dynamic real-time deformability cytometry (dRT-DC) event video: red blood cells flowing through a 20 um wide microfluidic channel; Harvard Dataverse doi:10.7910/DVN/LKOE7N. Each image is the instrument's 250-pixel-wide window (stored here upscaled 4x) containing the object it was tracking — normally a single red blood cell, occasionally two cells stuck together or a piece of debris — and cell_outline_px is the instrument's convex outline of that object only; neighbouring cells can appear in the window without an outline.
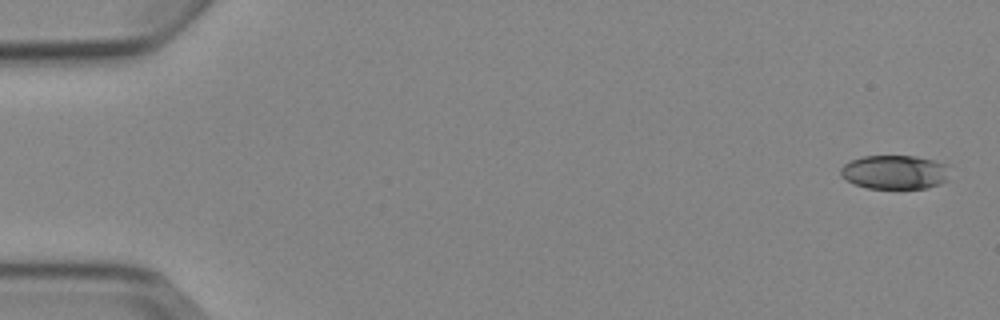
{"species": "Egyptian fruit bat (a non-hibernating species)", "species_latin": "Rousettus aegyptiacus", "temperature_condition": "cold", "stored_images_in_passage": 5, "segment_of_instrument_passage": [2, 2], "camera_frame_rate_fps": 3000, "um_per_image_px": 0.085, "animal": {"sex": "female"}, "frame": {"image": 1, "passage_image": 5, "time_ms": 4.667, "image_size_px": [1000, 320], "cell_outline_px": [[948, 180], [940, 184], [928, 188], [868, 188], [856, 184], [840, 176], [840, 168], [844, 164], [852, 160], [864, 156], [916, 156], [932, 160], [944, 164]], "centroid_in_image_um": [76.02, 14.63], "position_along_channel_um": 9.0, "area_um2": 21.33}}